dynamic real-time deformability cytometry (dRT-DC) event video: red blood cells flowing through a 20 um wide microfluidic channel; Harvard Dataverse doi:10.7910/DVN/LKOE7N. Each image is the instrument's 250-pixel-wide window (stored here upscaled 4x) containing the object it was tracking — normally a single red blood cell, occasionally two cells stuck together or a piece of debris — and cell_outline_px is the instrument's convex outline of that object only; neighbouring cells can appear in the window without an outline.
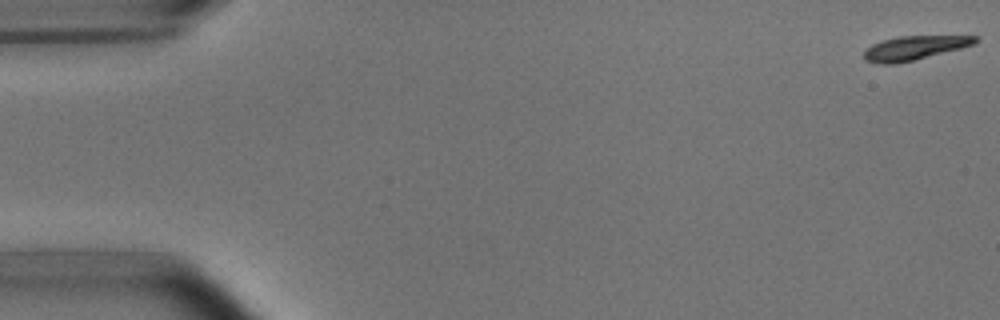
{"species": "common noctule bat (a hibernating species)", "species_latin": "Nyctalus noctula", "temperature_condition": "room temperature", "stored_images_in_passage": 4, "camera_frame_rate_fps": 3000, "um_per_image_px": 0.085, "animal": {"sex": "male", "body_mass_g": 15.6}, "frame": {"image": 1, "passage_image": 1, "time_ms": 0.0, "image_size_px": [1000, 320], "cell_outline_px": [[980, 40], [976, 44], [896, 64], [876, 64], [864, 60], [864, 52], [872, 44], [884, 40], [900, 36], [976, 36]], "centroid_in_image_um": [77.71, 4.07], "position_along_channel_um": 7.3, "area_um2": 15.37}}